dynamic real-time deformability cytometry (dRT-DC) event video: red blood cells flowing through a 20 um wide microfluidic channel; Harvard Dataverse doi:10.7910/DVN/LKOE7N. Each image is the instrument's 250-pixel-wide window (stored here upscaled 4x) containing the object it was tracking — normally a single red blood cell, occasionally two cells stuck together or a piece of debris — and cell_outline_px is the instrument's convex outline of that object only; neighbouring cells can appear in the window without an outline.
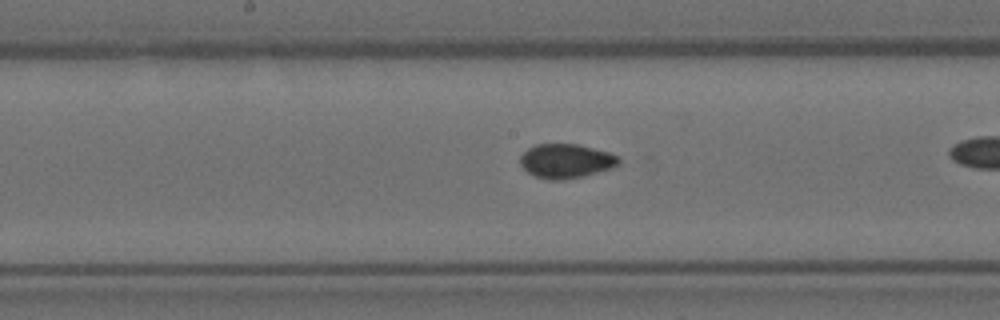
{"species": "Egyptian fruit bat (a non-hibernating species)", "species_latin": "Rousettus aegyptiacus", "temperature_condition": "room temperature", "stored_images_in_passage": 35, "camera_frame_rate_fps": 3000, "um_per_image_px": 0.085, "animal": {"sex": "female"}, "frame": {"image": 1, "passage_image": 20, "time_ms": 6.333, "image_size_px": [1000, 320], "cell_outline_px": [[620, 164], [612, 168], [584, 176], [564, 180], [548, 180], [536, 176], [528, 172], [520, 164], [520, 156], [528, 148], [536, 144], [576, 144], [608, 152], [620, 156]], "centroid_in_image_um": [48.12, 13.69], "position_along_channel_um": 200.1, "area_um2": 19.71}}
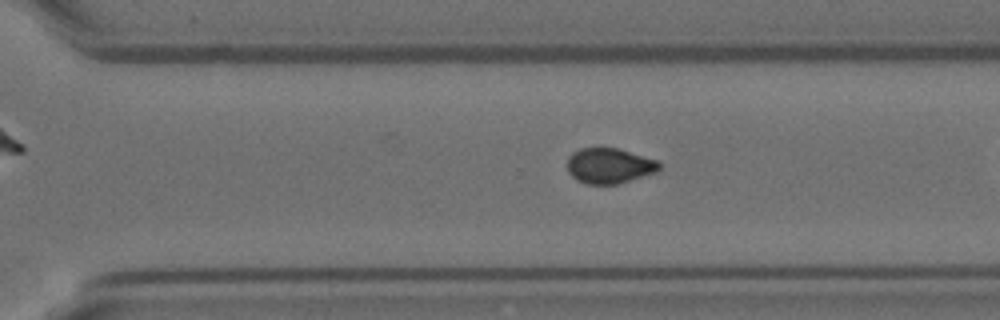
{"frame": {"image": 2, "passage_image": 30, "time_ms": 9.667, "image_size_px": [1000, 320], "cell_outline_px": [[660, 168], [656, 172], [616, 184], [588, 184], [576, 180], [568, 172], [568, 156], [572, 152], [580, 148], [616, 148], [656, 160], [660, 164]], "centroid_in_image_um": [51.75, 14.09], "position_along_channel_um": 318.9, "area_um2": 18.73}}